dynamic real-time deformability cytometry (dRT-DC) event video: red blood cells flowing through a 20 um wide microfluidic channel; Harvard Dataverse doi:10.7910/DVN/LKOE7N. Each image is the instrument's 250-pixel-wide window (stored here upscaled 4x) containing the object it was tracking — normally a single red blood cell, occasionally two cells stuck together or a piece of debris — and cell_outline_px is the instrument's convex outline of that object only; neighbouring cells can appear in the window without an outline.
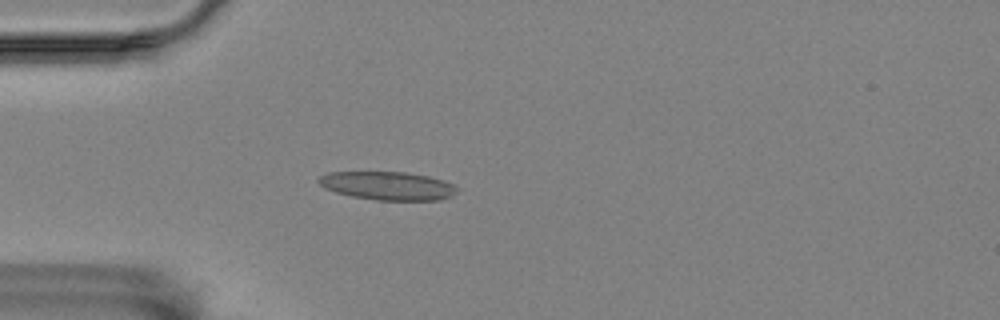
{"species": "Egyptian fruit bat (a non-hibernating species)", "species_latin": "Rousettus aegyptiacus", "temperature_condition": "room temperature", "stored_images_in_passage": 23, "camera_frame_rate_fps": 3000, "um_per_image_px": 0.085, "animal": {"sex": "female"}, "frame": {"image": 1, "passage_image": 16, "time_ms": 5.0, "image_size_px": [1000, 320], "cell_outline_px": [[456, 192], [452, 196], [440, 200], [376, 200], [352, 196], [336, 192], [324, 188], [316, 180], [320, 176], [328, 172], [404, 172], [428, 176], [444, 180], [456, 184]], "centroid_in_image_um": [32.97, 15.79], "position_along_channel_um": 52.0, "area_um2": 22.95}}
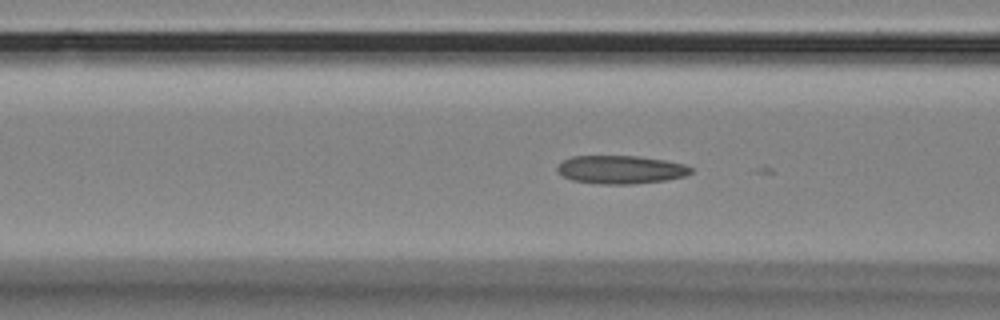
{"frame": {"image": 2, "passage_image": 22, "time_ms": 7.0, "image_size_px": [1000, 320], "cell_outline_px": [[692, 172], [684, 176], [664, 180], [632, 184], [600, 184], [572, 180], [564, 176], [556, 168], [564, 160], [572, 156], [636, 156], [664, 160], [684, 164], [692, 168]], "centroid_in_image_um": [52.76, 14.41], "position_along_channel_um": 113.8, "area_um2": 21.73}}